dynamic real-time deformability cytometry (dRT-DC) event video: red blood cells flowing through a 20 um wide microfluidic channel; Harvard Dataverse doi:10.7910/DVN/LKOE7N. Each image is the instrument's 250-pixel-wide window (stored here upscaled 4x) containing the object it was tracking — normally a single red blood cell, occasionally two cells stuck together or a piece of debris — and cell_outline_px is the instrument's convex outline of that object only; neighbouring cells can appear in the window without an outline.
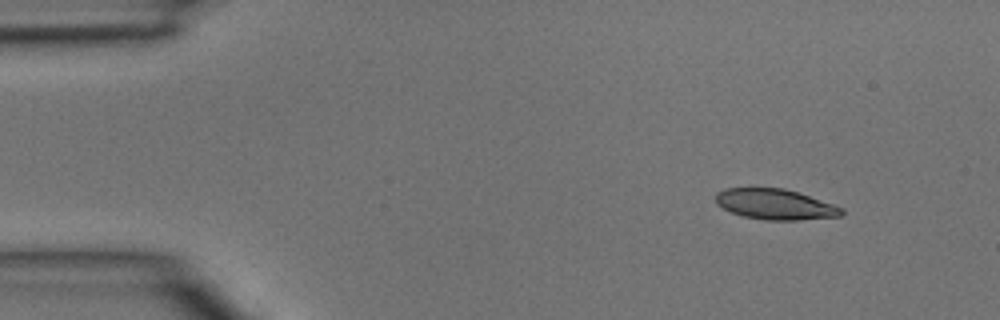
{"species": "common noctule bat (a hibernating species)", "species_latin": "Nyctalus noctula", "temperature_condition": "room temperature", "stored_images_in_passage": 3, "camera_frame_rate_fps": 3000, "um_per_image_px": 0.085, "animal": {"sex": "male", "body_mass_g": 15.6}, "frame": {"image": 1, "passage_image": 1, "time_ms": 0.0, "image_size_px": [1000, 320], "cell_outline_px": [[844, 212], [840, 216], [800, 220], [764, 220], [744, 216], [732, 212], [716, 204], [716, 192], [724, 188], [784, 188], [844, 208]], "centroid_in_image_um": [65.87, 17.37], "position_along_channel_um": 19.1, "area_um2": 22.2}}
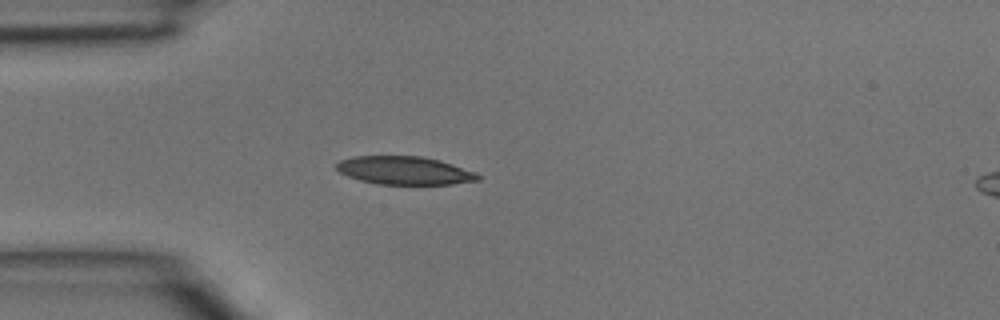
{"frame": {"image": 2, "passage_image": 3, "time_ms": 0.667, "image_size_px": [1000, 320], "cell_outline_px": [[480, 180], [452, 184], [376, 184], [360, 180], [348, 176], [340, 172], [336, 168], [336, 164], [340, 160], [352, 156], [420, 156], [440, 160], [476, 172], [480, 176]], "centroid_in_image_um": [34.38, 14.49], "position_along_channel_um": 50.6, "area_um2": 23.24}}